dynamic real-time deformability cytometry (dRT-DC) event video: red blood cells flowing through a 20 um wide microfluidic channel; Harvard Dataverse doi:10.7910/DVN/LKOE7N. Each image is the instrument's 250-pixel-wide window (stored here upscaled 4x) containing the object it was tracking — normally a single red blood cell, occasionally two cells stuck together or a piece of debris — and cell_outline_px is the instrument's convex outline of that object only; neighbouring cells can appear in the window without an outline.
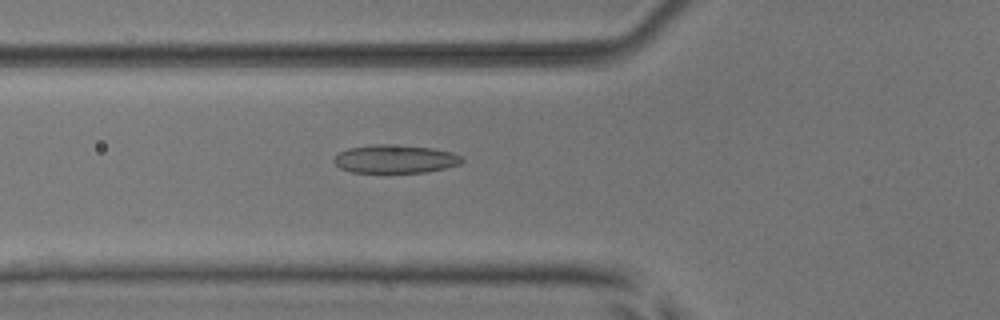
{"species": "common noctule bat (a hibernating species)", "species_latin": "Nyctalus noctula", "temperature_condition": "room temperature", "stored_images_in_passage": 42, "camera_frame_rate_fps": 3000, "um_per_image_px": 0.085, "animal": {"sex": "male", "body_mass_g": 17.9, "forearm_length_mm": 54.2}, "frame": {"image": 1, "passage_image": 9, "time_ms": 2.667, "image_size_px": [1000, 320], "cell_outline_px": [[464, 160], [460, 164], [444, 168], [424, 172], [352, 172], [340, 168], [332, 160], [340, 152], [348, 148], [372, 144], [388, 144], [432, 148], [452, 152], [460, 156]], "centroid_in_image_um": [33.57, 13.51], "position_along_channel_um": 92.2, "area_um2": 20.92}}
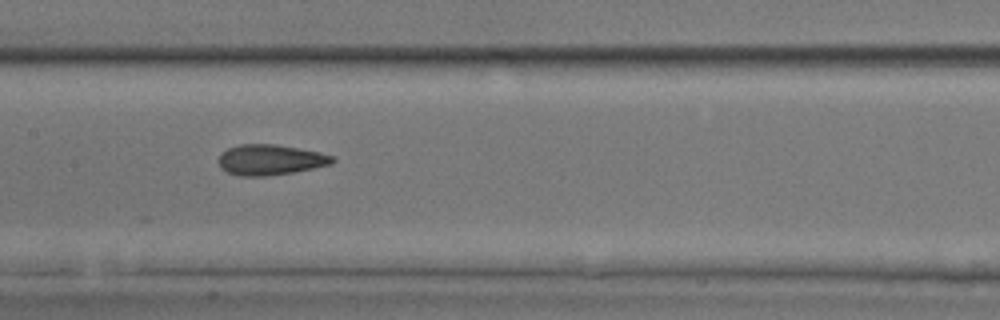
{"frame": {"image": 2, "passage_image": 16, "time_ms": 5.0, "image_size_px": [1000, 320], "cell_outline_px": [[336, 160], [332, 164], [292, 172], [264, 176], [240, 176], [228, 172], [220, 168], [216, 160], [220, 152], [228, 148], [240, 144], [276, 144], [320, 152], [332, 156]], "centroid_in_image_um": [22.92, 13.57], "position_along_channel_um": 184.5, "area_um2": 20.35}}
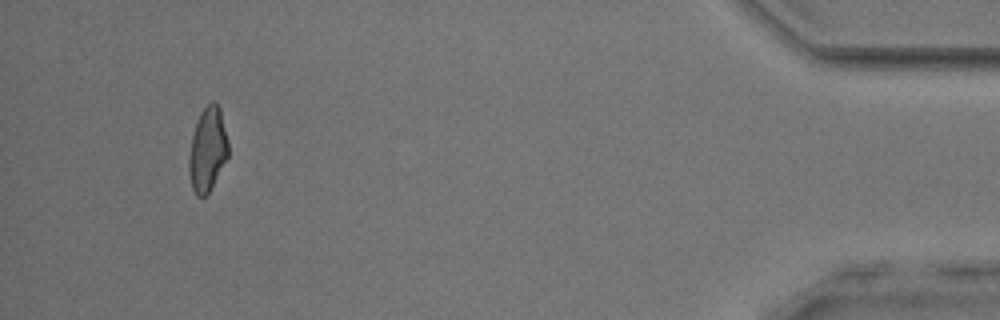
{"frame": {"image": 3, "passage_image": 39, "time_ms": 12.667, "image_size_px": [1000, 320], "cell_outline_px": [[228, 156], [208, 192], [204, 196], [196, 196], [192, 188], [188, 172], [188, 156], [192, 136], [200, 112], [212, 100], [220, 108], [228, 140]], "centroid_in_image_um": [17.63, 12.7], "position_along_channel_um": 417.6, "area_um2": 19.07}, "authors_computed_cell_mechanics": {"area_um2": 20.1144, "velocity_mm_per_s": 3.9381, "shape_relaxation_time_tau1_ms": 4.9266, "shape_relaxation_time_tau2_ms": 2.4426, "deformation_change_tau1": 0.1304, "deformation_change_tau2": 0.1045}}